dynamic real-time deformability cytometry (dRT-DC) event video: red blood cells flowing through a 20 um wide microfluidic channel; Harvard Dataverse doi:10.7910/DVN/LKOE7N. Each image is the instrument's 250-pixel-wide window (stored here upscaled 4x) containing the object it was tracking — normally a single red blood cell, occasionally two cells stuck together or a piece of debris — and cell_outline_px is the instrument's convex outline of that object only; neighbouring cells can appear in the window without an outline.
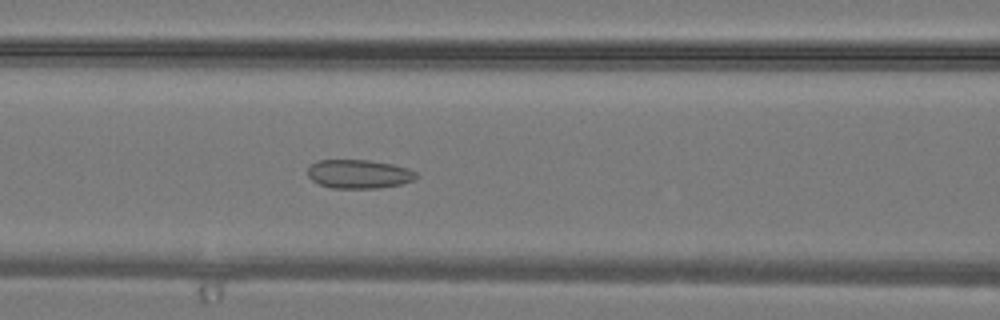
{"species": "common noctule bat (a hibernating species)", "species_latin": "Nyctalus noctula", "temperature_condition": "warm", "stored_images_in_passage": 35, "camera_frame_rate_fps": 3000, "um_per_image_px": 0.085, "animal": {"sex": "male", "body_mass_g": 19.2, "forearm_length_mm": 51.8}, "frame": {"image": 1, "passage_image": 15, "time_ms": 4.667, "image_size_px": [1000, 320], "cell_outline_px": [[420, 176], [412, 180], [400, 184], [380, 188], [332, 188], [320, 184], [312, 180], [308, 176], [308, 168], [312, 164], [320, 160], [368, 160], [392, 164], [408, 168], [416, 172]], "centroid_in_image_um": [30.52, 14.79], "position_along_channel_um": 136.1, "area_um2": 18.15}}
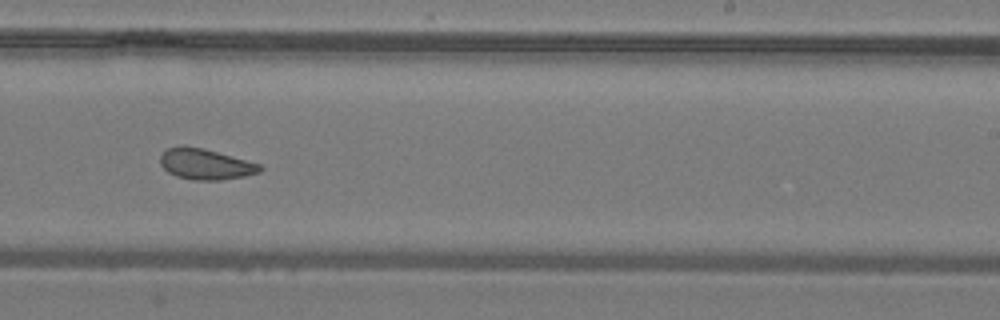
{"frame": {"image": 2, "passage_image": 22, "time_ms": 7.0, "image_size_px": [1000, 320], "cell_outline_px": [[264, 168], [260, 172], [244, 176], [220, 180], [192, 180], [176, 176], [168, 172], [160, 164], [160, 156], [168, 148], [204, 148], [260, 164]], "centroid_in_image_um": [17.5, 13.99], "position_along_channel_um": 271.5, "area_um2": 17.46}}
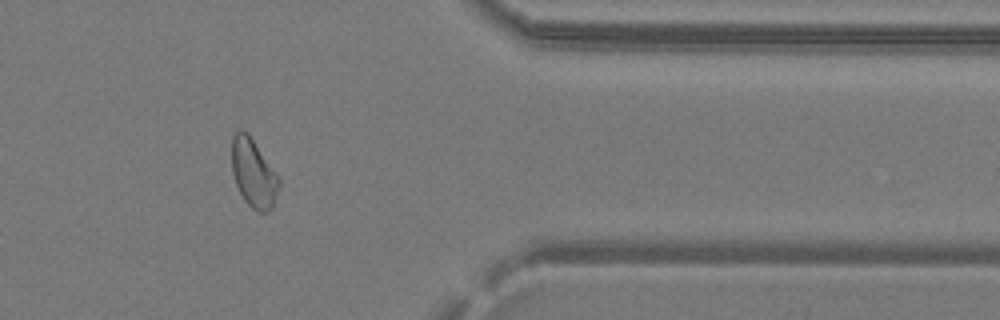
{"frame": {"image": 3, "passage_image": 29, "time_ms": 9.333, "image_size_px": [1000, 320], "cell_outline_px": [[280, 188], [272, 208], [268, 212], [256, 212], [244, 200], [236, 184], [232, 172], [232, 136], [240, 128], [248, 132], [276, 172], [280, 180]], "centroid_in_image_um": [21.56, 14.72], "position_along_channel_um": 389.8, "area_um2": 19.02}}